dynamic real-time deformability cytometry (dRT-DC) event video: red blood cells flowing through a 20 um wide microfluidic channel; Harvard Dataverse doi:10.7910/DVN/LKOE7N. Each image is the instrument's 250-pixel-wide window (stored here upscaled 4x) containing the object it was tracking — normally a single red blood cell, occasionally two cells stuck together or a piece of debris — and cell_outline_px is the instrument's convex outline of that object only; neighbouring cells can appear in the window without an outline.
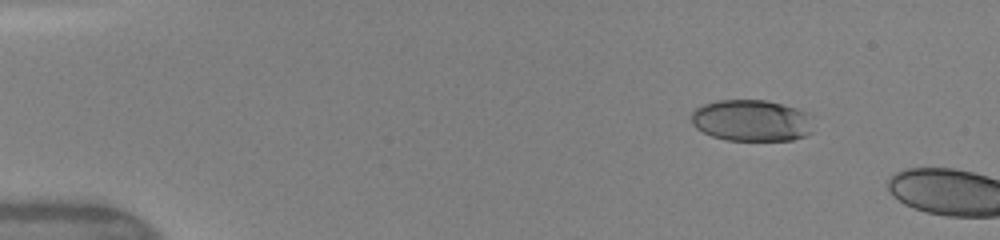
{"species": "human", "species_latin": "Homo sapiens", "temperature_condition": "warm", "stored_images_in_passage": 14, "camera_frame_rate_fps": 3000, "um_per_image_px": 0.085, "donor": {"sex": "female"}, "frame": {"image": 1, "passage_image": 7, "time_ms": 2.0, "image_size_px": [1000, 240], "cell_outline_px": [[812, 132], [804, 136], [792, 140], [728, 140], [712, 136], [696, 128], [692, 124], [692, 112], [696, 108], [704, 104], [716, 100], [768, 100], [796, 108], [808, 112], [812, 116]], "centroid_in_image_um": [63.91, 10.24], "position_along_channel_um": 21.1, "area_um2": 29.71}}